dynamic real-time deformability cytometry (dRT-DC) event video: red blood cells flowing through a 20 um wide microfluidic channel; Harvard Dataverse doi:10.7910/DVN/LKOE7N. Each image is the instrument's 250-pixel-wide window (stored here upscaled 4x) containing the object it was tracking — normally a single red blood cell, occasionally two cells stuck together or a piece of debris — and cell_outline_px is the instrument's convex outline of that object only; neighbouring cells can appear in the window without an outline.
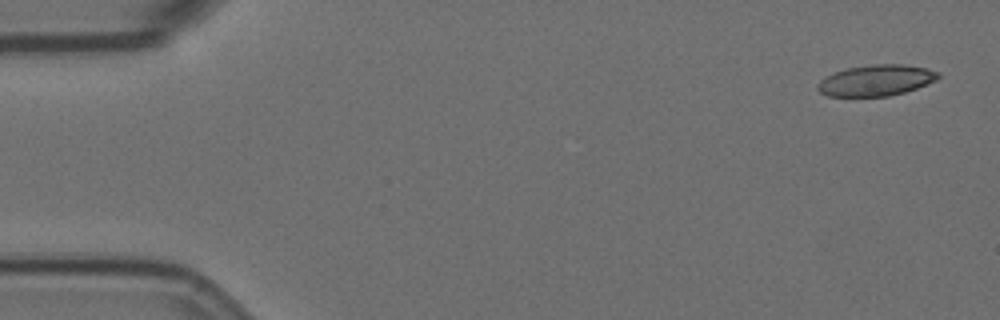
{"species": "Egyptian fruit bat (a non-hibernating species)", "species_latin": "Rousettus aegyptiacus", "temperature_condition": "room temperature", "stored_images_in_passage": 7, "camera_frame_rate_fps": 3000, "um_per_image_px": 0.085, "animal": {"sex": "female"}, "frame": {"image": 1, "passage_image": 1, "time_ms": 0.0, "image_size_px": [1000, 320], "cell_outline_px": [[940, 76], [936, 80], [916, 88], [904, 92], [888, 96], [828, 96], [820, 92], [816, 88], [816, 84], [824, 76], [848, 68], [872, 64], [900, 64], [924, 68], [940, 72]], "centroid_in_image_um": [74.43, 6.83], "position_along_channel_um": 10.6, "area_um2": 21.68}}
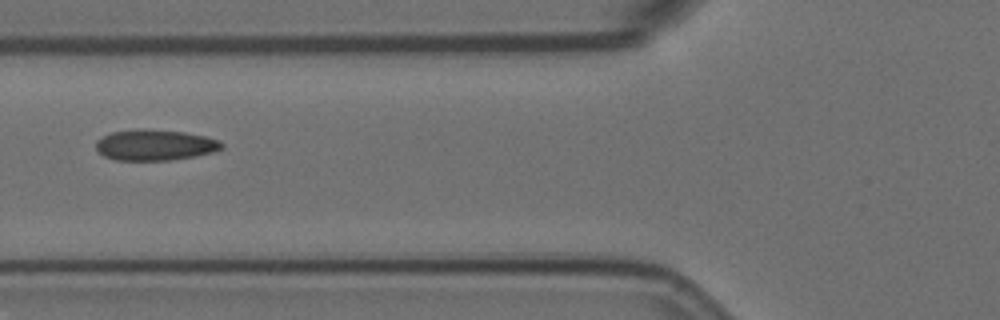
{"frame": {"image": 2, "passage_image": 6, "time_ms": 6.333, "image_size_px": [1000, 320], "cell_outline_px": [[224, 148], [212, 152], [196, 156], [172, 160], [116, 160], [104, 156], [96, 148], [96, 140], [112, 132], [136, 128], [184, 132], [204, 136], [220, 140], [224, 144]], "centroid_in_image_um": [13.19, 12.32], "position_along_channel_um": 112.6, "area_um2": 22.66}}
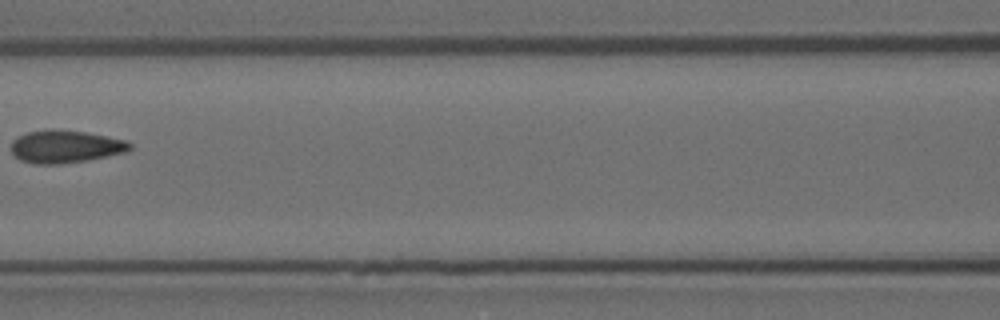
{"frame": {"image": 3, "passage_image": 7, "time_ms": 7.667, "image_size_px": [1000, 320], "cell_outline_px": [[132, 148], [128, 152], [88, 160], [60, 164], [36, 164], [20, 160], [12, 152], [12, 140], [16, 136], [28, 132], [52, 128], [88, 132], [128, 140], [132, 144]], "centroid_in_image_um": [5.6, 12.44], "position_along_channel_um": 161.0, "area_um2": 23.0}}